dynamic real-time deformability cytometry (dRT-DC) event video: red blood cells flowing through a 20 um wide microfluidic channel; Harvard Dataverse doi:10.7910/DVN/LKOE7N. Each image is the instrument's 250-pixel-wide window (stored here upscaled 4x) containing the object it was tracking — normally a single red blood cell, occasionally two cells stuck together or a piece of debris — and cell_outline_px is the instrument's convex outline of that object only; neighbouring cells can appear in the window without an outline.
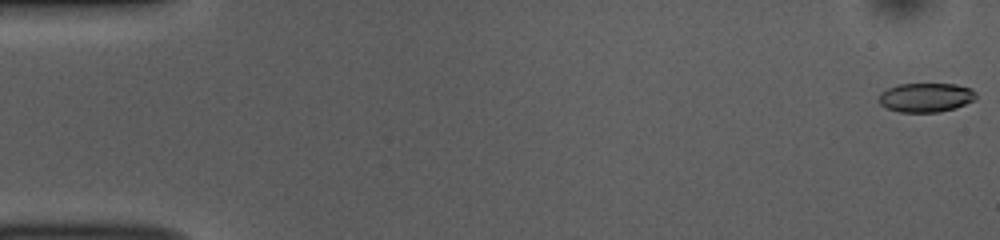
{"species": "common noctule bat (a hibernating species)", "species_latin": "Nyctalus noctula", "temperature_condition": "room temperature", "stored_images_in_passage": 52, "camera_frame_rate_fps": 3000, "um_per_image_px": 0.085, "animal": {"sex": "female", "body_mass_g": 10.0, "forearm_length_mm": 53.1}, "frame": {"image": 1, "passage_image": 1, "time_ms": 0.0, "image_size_px": [1000, 240], "cell_outline_px": [[976, 100], [956, 108], [936, 112], [900, 112], [888, 108], [880, 104], [880, 92], [888, 88], [900, 84], [956, 84], [972, 88], [976, 92]], "centroid_in_image_um": [78.75, 8.28], "position_along_channel_um": 6.3, "area_um2": 16.53}}
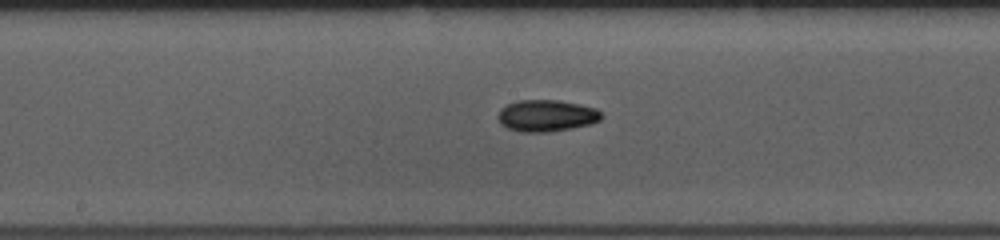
{"frame": {"image": 2, "passage_image": 27, "time_ms": 8.667, "image_size_px": [1000, 240], "cell_outline_px": [[604, 116], [600, 120], [592, 124], [572, 128], [548, 132], [520, 132], [508, 128], [500, 124], [496, 116], [500, 108], [508, 104], [520, 100], [560, 100], [580, 104], [596, 108]], "centroid_in_image_um": [46.45, 9.83], "position_along_channel_um": 201.8, "area_um2": 19.36}}
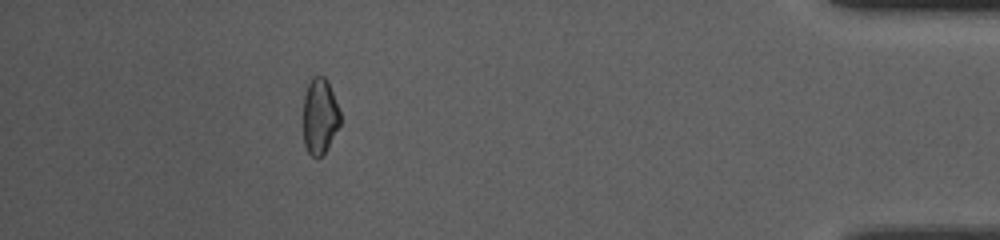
{"frame": {"image": 3, "passage_image": 47, "time_ms": 15.333, "image_size_px": [1000, 240], "cell_outline_px": [[340, 124], [324, 152], [320, 156], [312, 156], [308, 152], [304, 144], [304, 92], [312, 76], [324, 76], [328, 80], [340, 112]], "centroid_in_image_um": [27.17, 9.82], "position_along_channel_um": 408.0, "area_um2": 16.13}, "authors_computed_cell_mechanics": {"area_um2": 17.6001, "velocity_mm_per_s": 3.8833, "shape_relaxation_time_tau1_ms": 5.7394, "shape_relaxation_time_tau2_ms": null, "deformation_change_tau1": 0.1231, "deformation_change_tau2": null}}